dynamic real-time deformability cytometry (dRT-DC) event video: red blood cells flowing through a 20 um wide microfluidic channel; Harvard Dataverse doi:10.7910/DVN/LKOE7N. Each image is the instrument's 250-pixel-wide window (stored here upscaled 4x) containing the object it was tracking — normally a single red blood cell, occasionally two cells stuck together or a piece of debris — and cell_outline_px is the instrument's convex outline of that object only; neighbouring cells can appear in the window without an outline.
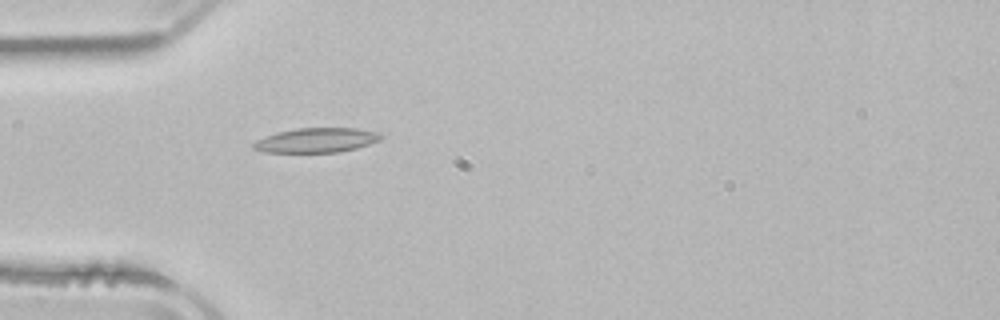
{"species": "common noctule bat (a hibernating species)", "species_latin": "Nyctalus noctula", "temperature_condition": "room temperature", "stored_images_in_passage": 2, "camera_frame_rate_fps": 3000, "um_per_image_px": 0.085, "animal": {"sex": "male", "body_mass_g": 21.5, "forearm_length_mm": 52.0}, "frame": {"image": 1, "passage_image": 2, "time_ms": 1.333, "image_size_px": [1000, 320], "cell_outline_px": [[384, 136], [380, 140], [356, 148], [340, 152], [264, 152], [252, 148], [252, 144], [256, 140], [264, 136], [276, 132], [296, 128], [356, 128], [380, 132]], "centroid_in_image_um": [26.89, 11.91], "position_along_channel_um": 58.1, "area_um2": 18.38}}